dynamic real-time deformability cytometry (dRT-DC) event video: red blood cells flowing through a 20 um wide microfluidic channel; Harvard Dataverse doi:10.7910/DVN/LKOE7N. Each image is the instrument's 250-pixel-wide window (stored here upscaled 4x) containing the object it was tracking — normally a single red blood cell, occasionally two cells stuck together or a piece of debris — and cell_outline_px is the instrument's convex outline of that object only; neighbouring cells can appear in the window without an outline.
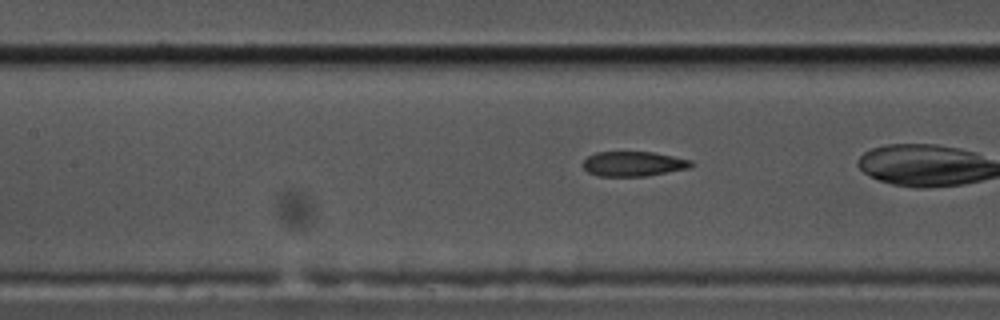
{"species": "common noctule bat (a hibernating species)", "species_latin": "Nyctalus noctula", "temperature_condition": "cold", "stored_images_in_passage": 25, "camera_frame_rate_fps": 3000, "um_per_image_px": 0.085, "animal": {"sex": "male", "body_mass_g": 17.5, "forearm_length_mm": 52.3}, "frame": {"image": 1, "passage_image": 22, "time_ms": 7.0, "image_size_px": [1000, 320], "cell_outline_px": [[696, 164], [692, 168], [648, 176], [600, 176], [588, 172], [584, 168], [584, 160], [588, 156], [596, 152], [656, 152], [692, 160]], "centroid_in_image_um": [53.93, 13.93], "position_along_channel_um": 153.5, "area_um2": 15.9}}